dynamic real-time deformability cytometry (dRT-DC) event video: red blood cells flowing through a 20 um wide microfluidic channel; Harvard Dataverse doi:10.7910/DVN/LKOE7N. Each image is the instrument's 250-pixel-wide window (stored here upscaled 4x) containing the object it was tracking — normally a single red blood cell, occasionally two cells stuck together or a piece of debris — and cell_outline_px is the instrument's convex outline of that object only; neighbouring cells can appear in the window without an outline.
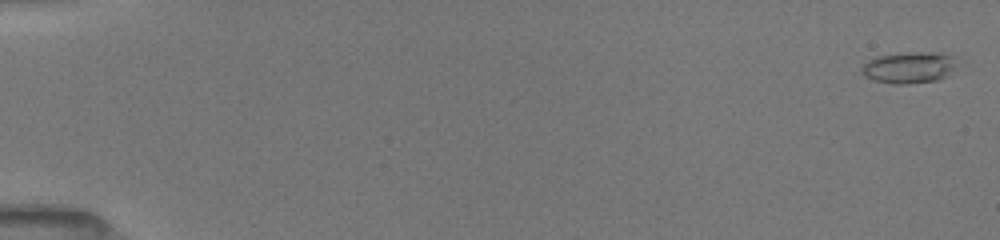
{"species": "common noctule bat (a hibernating species)", "species_latin": "Nyctalus noctula", "temperature_condition": "room temperature", "stored_images_in_passage": 19, "camera_frame_rate_fps": 3000, "um_per_image_px": 0.085, "animal": {"sex": "female", "body_mass_g": 19.5, "forearm_length_mm": 54.1}, "frame": {"image": 1, "passage_image": 2, "time_ms": 0.333, "image_size_px": [1000, 240], "cell_outline_px": [[952, 68], [948, 76], [936, 80], [908, 84], [892, 84], [872, 80], [864, 76], [860, 72], [860, 68], [868, 60], [876, 56], [908, 52], [940, 52], [952, 56]], "centroid_in_image_um": [77.18, 5.74], "position_along_channel_um": 7.8, "area_um2": 17.4}}
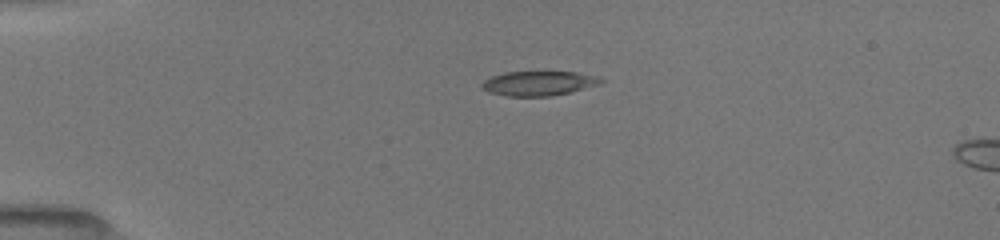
{"frame": {"image": 2, "passage_image": 13, "time_ms": 4.333, "image_size_px": [1000, 240], "cell_outline_px": [[608, 80], [600, 84], [572, 92], [552, 96], [504, 96], [488, 92], [480, 84], [484, 80], [492, 76], [504, 72], [576, 72], [600, 76]], "centroid_in_image_um": [45.85, 7.08], "position_along_channel_um": 39.1, "area_um2": 17.28}}